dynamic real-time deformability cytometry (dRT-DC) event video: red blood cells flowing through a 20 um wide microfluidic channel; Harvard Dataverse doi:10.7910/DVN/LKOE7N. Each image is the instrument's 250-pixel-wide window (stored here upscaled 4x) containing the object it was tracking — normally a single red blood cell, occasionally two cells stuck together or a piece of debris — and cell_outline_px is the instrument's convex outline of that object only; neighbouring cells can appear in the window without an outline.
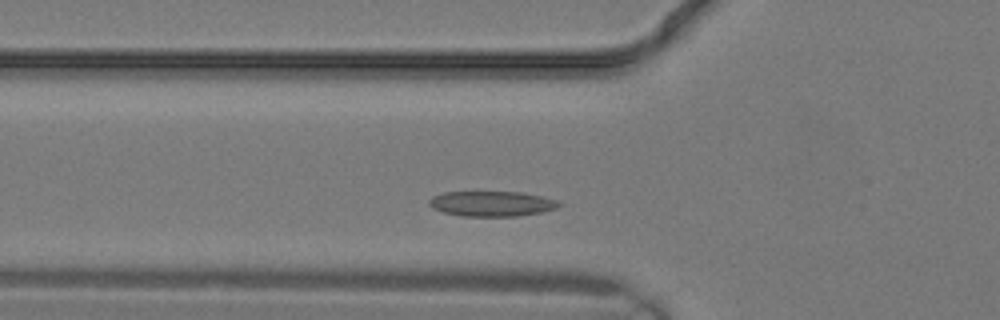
{"species": "common noctule bat (a hibernating species)", "species_latin": "Nyctalus noctula", "temperature_condition": "warm", "stored_images_in_passage": 22, "camera_frame_rate_fps": 3000, "um_per_image_px": 0.085, "animal": {"sex": "male", "body_mass_g": 19.2, "forearm_length_mm": 51.8}, "frame": {"image": 1, "passage_image": 4, "time_ms": 1.0, "image_size_px": [1000, 320], "cell_outline_px": [[560, 204], [556, 208], [540, 212], [516, 216], [464, 216], [444, 212], [432, 208], [428, 204], [428, 200], [432, 196], [444, 192], [520, 192], [540, 196], [556, 200]], "centroid_in_image_um": [41.74, 17.31], "position_along_channel_um": 84.1, "area_um2": 18.84}}
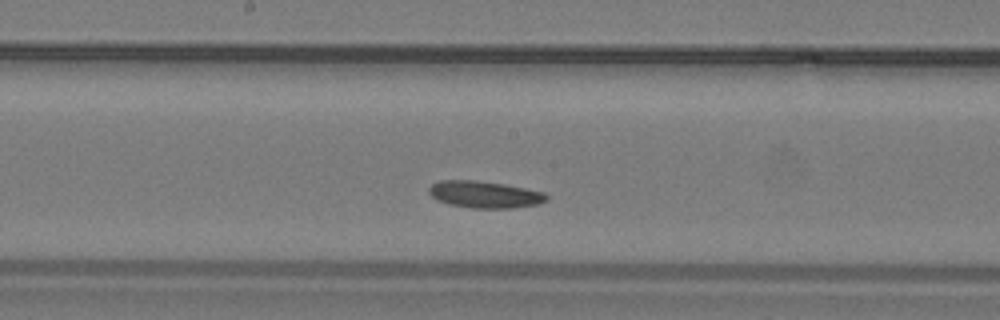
{"frame": {"image": 2, "passage_image": 9, "time_ms": 2.667, "image_size_px": [1000, 320], "cell_outline_px": [[548, 200], [540, 204], [512, 208], [472, 208], [448, 204], [432, 196], [428, 192], [428, 188], [432, 184], [440, 180], [476, 180], [504, 184], [544, 192], [548, 196]], "centroid_in_image_um": [41.21, 16.53], "position_along_channel_um": 207.0, "area_um2": 18.44}}
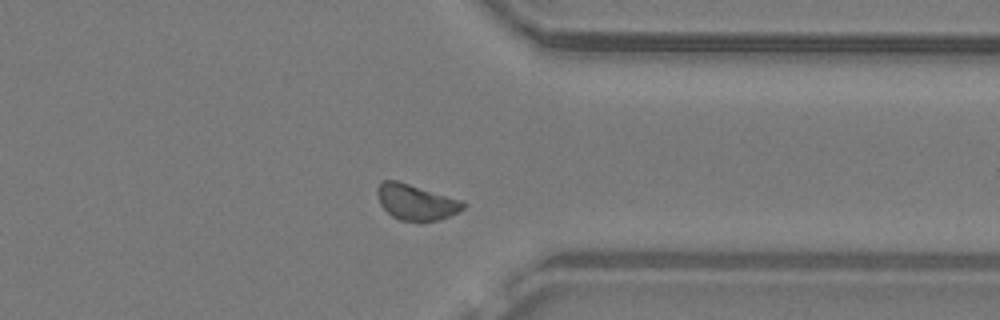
{"frame": {"image": 3, "passage_image": 16, "time_ms": 5.0, "image_size_px": [1000, 320], "cell_outline_px": [[468, 204], [464, 208], [440, 220], [420, 224], [400, 220], [392, 216], [380, 204], [376, 196], [376, 188], [384, 180], [396, 180], [464, 200]], "centroid_in_image_um": [35.38, 17.21], "position_along_channel_um": 376.0, "area_um2": 18.38}}